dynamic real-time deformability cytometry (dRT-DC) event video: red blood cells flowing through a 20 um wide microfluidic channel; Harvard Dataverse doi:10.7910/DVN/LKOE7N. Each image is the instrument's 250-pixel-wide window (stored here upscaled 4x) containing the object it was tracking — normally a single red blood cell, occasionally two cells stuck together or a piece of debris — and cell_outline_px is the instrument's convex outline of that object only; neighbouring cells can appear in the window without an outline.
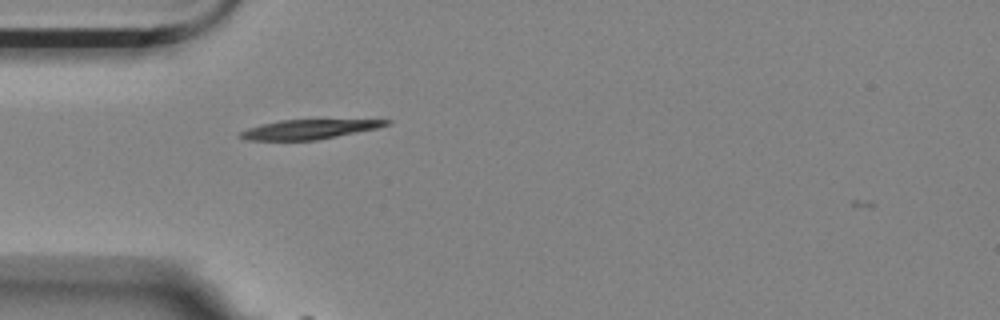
{"species": "Egyptian fruit bat (a non-hibernating species)", "species_latin": "Rousettus aegyptiacus", "temperature_condition": "room temperature", "stored_images_in_passage": 2, "camera_frame_rate_fps": 3000, "um_per_image_px": 0.085, "animal": {"sex": "female"}, "frame": {"image": 1, "passage_image": 1, "time_ms": 0.0, "image_size_px": [1000, 320], "cell_outline_px": [[392, 120], [388, 124], [376, 128], [316, 140], [248, 140], [240, 136], [240, 132], [248, 128], [260, 124], [280, 120]], "centroid_in_image_um": [26.2, 10.99], "position_along_channel_um": 58.8, "area_um2": 16.13}}